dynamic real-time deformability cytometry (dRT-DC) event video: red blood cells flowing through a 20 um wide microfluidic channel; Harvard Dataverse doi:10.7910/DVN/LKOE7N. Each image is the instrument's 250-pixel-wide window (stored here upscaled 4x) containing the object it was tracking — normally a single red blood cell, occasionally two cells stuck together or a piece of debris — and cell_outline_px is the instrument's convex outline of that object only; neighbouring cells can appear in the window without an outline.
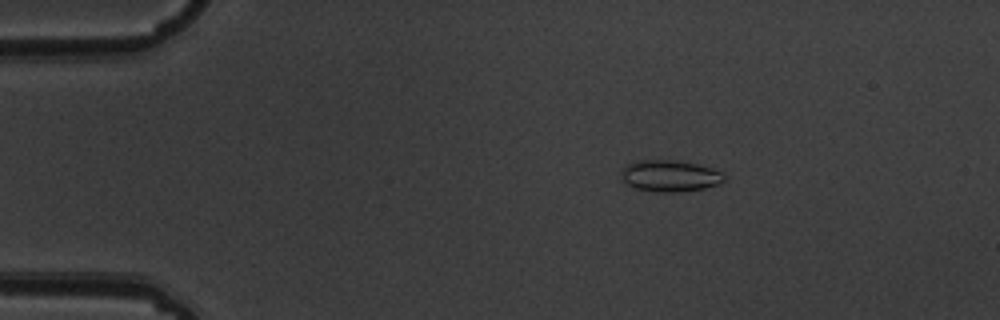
{"species": "common noctule bat (a hibernating species)", "species_latin": "Nyctalus noctula", "temperature_condition": "warm", "stored_images_in_passage": 5, "camera_frame_rate_fps": 3000, "um_per_image_px": 0.085, "animal": {"sex": "male", "body_mass_g": 19.5, "forearm_length_mm": 54.6}, "frame": {"image": 1, "passage_image": 3, "time_ms": 0.667, "image_size_px": [1000, 320], "cell_outline_px": [[724, 180], [720, 184], [704, 188], [676, 192], [656, 192], [636, 188], [628, 184], [624, 180], [624, 168], [628, 164], [636, 160], [676, 160], [696, 164], [712, 168], [720, 172], [724, 176]], "centroid_in_image_um": [56.98, 14.95], "position_along_channel_um": 28.0, "area_um2": 18.55}}
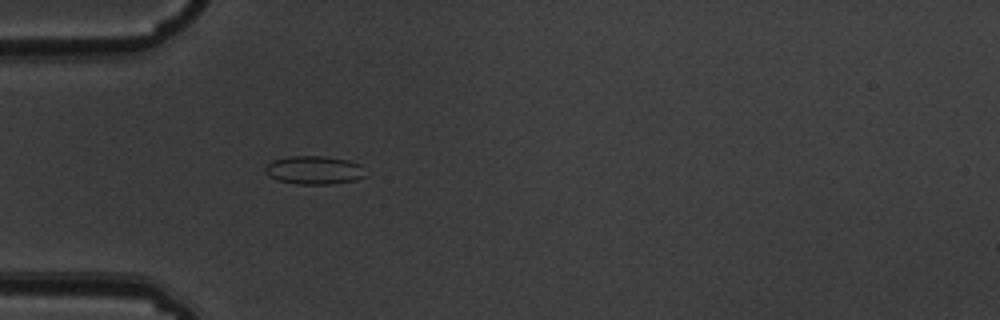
{"frame": {"image": 2, "passage_image": 5, "time_ms": 1.333, "image_size_px": [1000, 320], "cell_outline_px": [[368, 176], [356, 180], [332, 184], [296, 184], [276, 180], [268, 176], [264, 172], [264, 168], [272, 160], [288, 156], [324, 156], [348, 160], [360, 164]], "centroid_in_image_um": [26.7, 14.46], "position_along_channel_um": 58.3, "area_um2": 16.88}}